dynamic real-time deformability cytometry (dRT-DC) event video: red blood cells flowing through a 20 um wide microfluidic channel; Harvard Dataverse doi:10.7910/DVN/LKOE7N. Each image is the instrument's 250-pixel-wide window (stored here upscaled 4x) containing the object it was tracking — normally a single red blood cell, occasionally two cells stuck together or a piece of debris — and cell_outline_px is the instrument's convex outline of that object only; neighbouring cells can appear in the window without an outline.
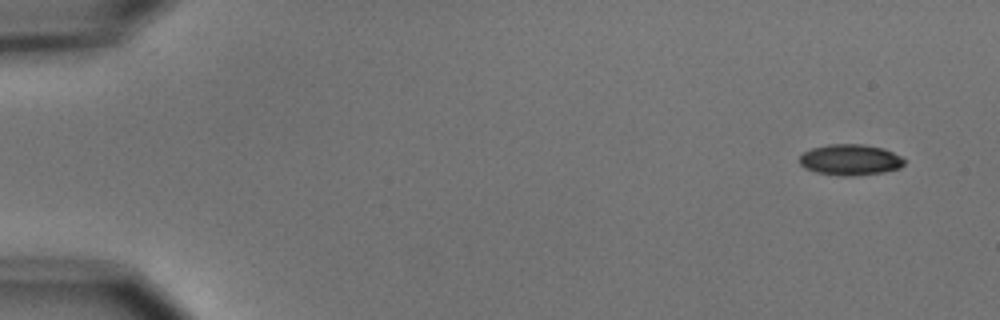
{"species": "common noctule bat (a hibernating species)", "species_latin": "Nyctalus noctula", "temperature_condition": "cold", "stored_images_in_passage": 4, "camera_frame_rate_fps": 3000, "um_per_image_px": 0.085, "animal": {"sex": "male", "body_mass_g": 15.6}, "frame": {"image": 1, "passage_image": 1, "time_ms": 0.0, "image_size_px": [1000, 320], "cell_outline_px": [[904, 164], [900, 168], [884, 172], [852, 176], [840, 176], [816, 172], [804, 168], [796, 160], [804, 152], [812, 148], [828, 144], [864, 144], [884, 148], [900, 156], [904, 160]], "centroid_in_image_um": [72.24, 13.58], "position_along_channel_um": 12.8, "area_um2": 19.07}}
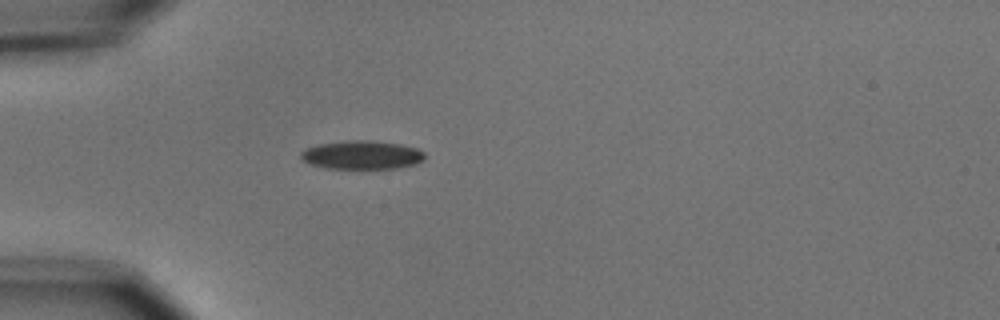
{"frame": {"image": 2, "passage_image": 4, "time_ms": 4.333, "image_size_px": [1000, 320], "cell_outline_px": [[424, 160], [416, 164], [396, 168], [328, 168], [312, 164], [300, 160], [300, 152], [304, 148], [316, 144], [344, 140], [372, 140], [400, 144], [416, 148], [424, 152]], "centroid_in_image_um": [30.72, 13.15], "position_along_channel_um": 54.3, "area_um2": 20.81}}